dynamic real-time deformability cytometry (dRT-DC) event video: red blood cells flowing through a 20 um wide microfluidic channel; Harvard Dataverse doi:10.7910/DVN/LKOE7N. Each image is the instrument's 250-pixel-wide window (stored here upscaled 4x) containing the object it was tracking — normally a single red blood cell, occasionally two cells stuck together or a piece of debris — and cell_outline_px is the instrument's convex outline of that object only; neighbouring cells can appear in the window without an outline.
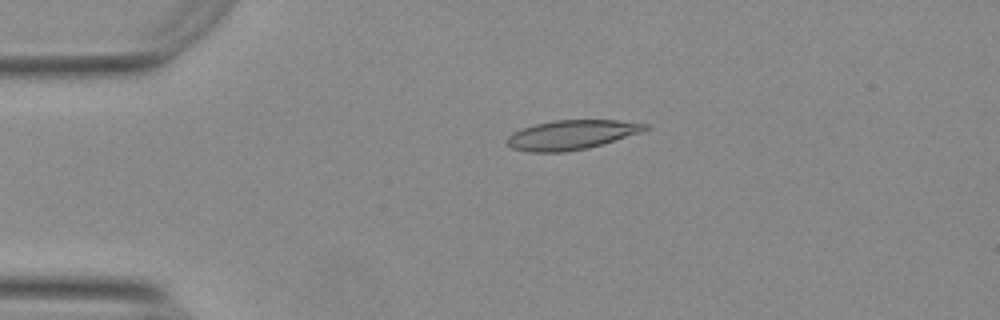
{"species": "Egyptian fruit bat (a non-hibernating species)", "species_latin": "Rousettus aegyptiacus", "temperature_condition": "warm", "stored_images_in_passage": 54, "camera_frame_rate_fps": 3000, "um_per_image_px": 0.085, "animal": {"sex": "female"}, "frame": {"image": 1, "passage_image": 12, "time_ms": 3.667, "image_size_px": [1000, 320], "cell_outline_px": [[648, 128], [640, 132], [600, 144], [584, 148], [564, 152], [528, 152], [512, 148], [504, 140], [512, 132], [536, 124], [556, 120], [616, 120], [648, 124]], "centroid_in_image_um": [48.51, 11.46], "position_along_channel_um": 36.5, "area_um2": 23.24}}
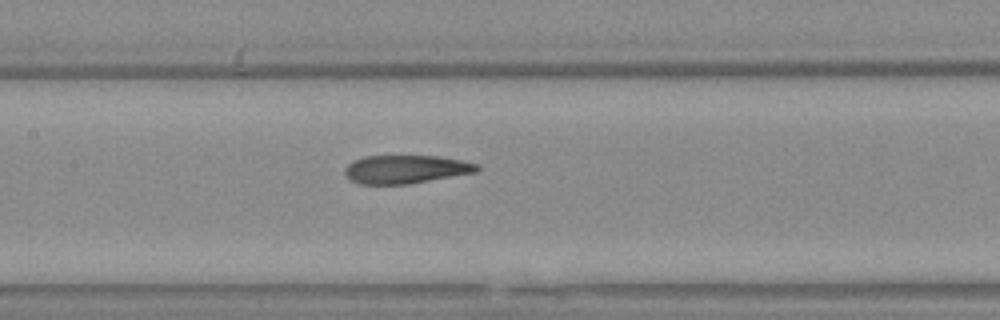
{"frame": {"image": 2, "passage_image": 26, "time_ms": 8.333, "image_size_px": [1000, 320], "cell_outline_px": [[480, 168], [476, 172], [408, 184], [360, 184], [352, 180], [344, 172], [344, 168], [348, 164], [364, 156], [440, 156], [464, 160], [480, 164]], "centroid_in_image_um": [34.54, 14.38], "position_along_channel_um": 172.9, "area_um2": 21.79}}
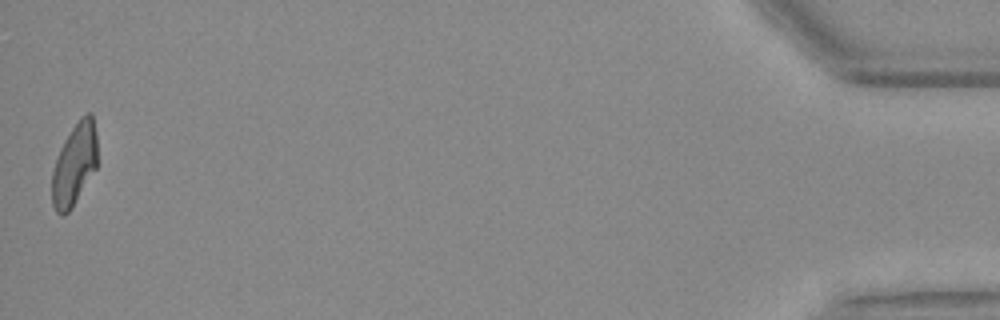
{"frame": {"image": 3, "passage_image": 54, "time_ms": 17.667, "image_size_px": [1000, 320], "cell_outline_px": [[96, 168], [72, 208], [64, 216], [60, 216], [56, 212], [52, 204], [52, 172], [60, 148], [64, 140], [80, 116], [88, 112], [92, 112], [96, 132]], "centroid_in_image_um": [6.32, 13.97], "position_along_channel_um": 428.9, "area_um2": 21.73}, "authors_computed_cell_mechanics": {"area_um2": 23.0622, "velocity_mm_per_s": 3.756, "shape_relaxation_time_tau1_ms": 8.7888, "shape_relaxation_time_tau2_ms": 2.4078, "deformation_change_tau1": 0.292, "deformation_change_tau2": 0.1209}}